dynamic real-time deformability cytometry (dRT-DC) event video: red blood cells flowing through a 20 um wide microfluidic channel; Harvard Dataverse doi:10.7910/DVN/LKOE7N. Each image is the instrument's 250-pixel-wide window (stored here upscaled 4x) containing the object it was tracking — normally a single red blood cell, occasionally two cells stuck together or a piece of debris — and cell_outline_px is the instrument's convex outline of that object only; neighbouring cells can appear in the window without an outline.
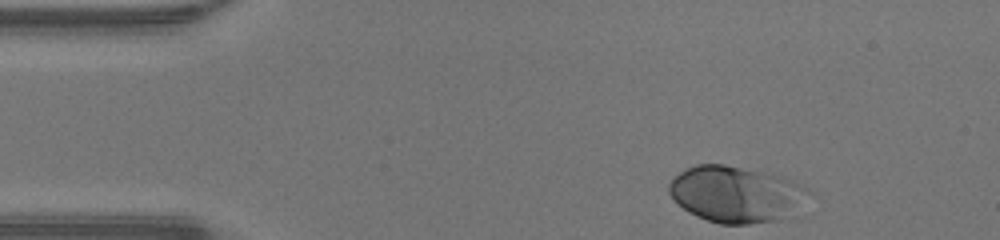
{"species": "human", "species_latin": "Homo sapiens", "temperature_condition": "warm", "stored_images_in_passage": 34, "camera_frame_rate_fps": 3000, "um_per_image_px": 0.085, "donor": {"sex": "male"}, "frame": {"image": 1, "passage_image": 1, "time_ms": 0.0, "image_size_px": [1000, 240], "cell_outline_px": [[816, 196], [796, 216], [776, 220], [748, 224], [720, 224], [696, 216], [688, 212], [668, 192], [668, 184], [680, 172], [696, 164], [724, 164], [772, 172], [808, 188]], "centroid_in_image_um": [62.72, 16.52], "position_along_channel_um": 22.3, "area_um2": 46.99}}
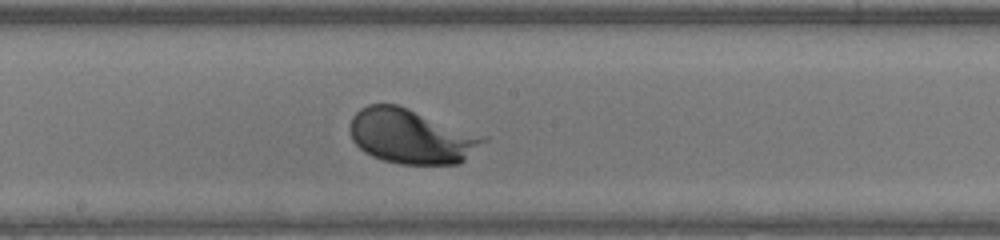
{"frame": {"image": 2, "passage_image": 20, "time_ms": 6.333, "image_size_px": [1000, 240], "cell_outline_px": [[488, 140], [460, 164], [400, 164], [384, 160], [372, 156], [364, 152], [352, 140], [348, 128], [352, 116], [360, 108], [368, 104], [396, 104], [408, 108], [488, 136]], "centroid_in_image_um": [34.97, 11.58], "position_along_channel_um": 213.2, "area_um2": 42.83}}
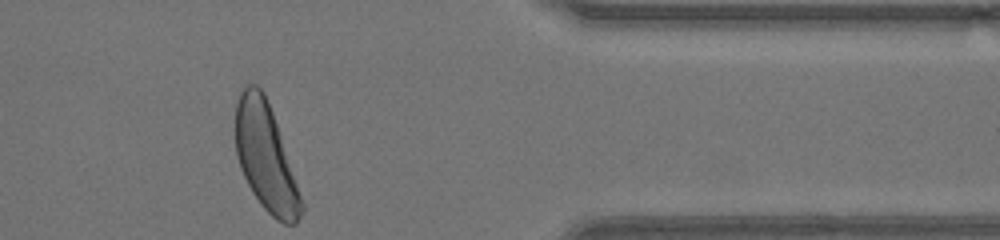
{"frame": {"image": 3, "passage_image": 34, "time_ms": 11.0, "image_size_px": [1000, 240], "cell_outline_px": [[304, 212], [296, 224], [284, 224], [276, 220], [260, 204], [252, 192], [240, 168], [236, 152], [236, 104], [240, 92], [244, 84], [256, 84], [264, 92], [272, 112], [304, 204]], "centroid_in_image_um": [22.58, 13.38], "position_along_channel_um": 388.8, "area_um2": 40.86}, "authors_computed_cell_mechanics": {"area_um2": 42.3674, "velocity_mm_per_s": 4.2697, "shape_relaxation_time_tau1_ms": 1.137, "shape_relaxation_time_tau2_ms": null, "deformation_change_tau1": 0.1354, "deformation_change_tau2": null}}